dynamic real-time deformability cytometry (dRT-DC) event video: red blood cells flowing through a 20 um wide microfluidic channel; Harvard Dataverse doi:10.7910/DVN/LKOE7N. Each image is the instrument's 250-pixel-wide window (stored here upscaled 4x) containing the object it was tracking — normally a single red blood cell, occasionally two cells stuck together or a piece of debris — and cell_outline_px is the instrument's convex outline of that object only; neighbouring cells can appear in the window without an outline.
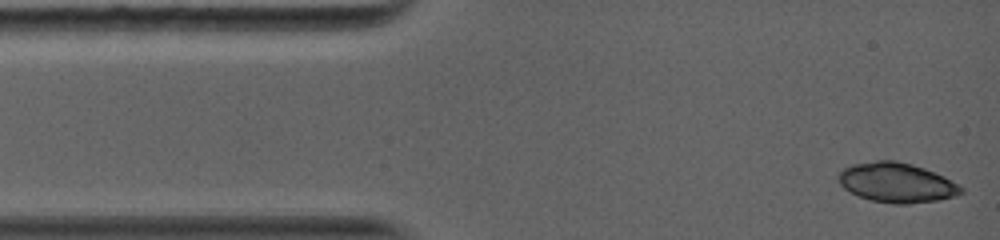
{"species": "common noctule bat (a hibernating species)", "species_latin": "Nyctalus noctula", "temperature_condition": "warm", "stored_images_in_passage": 3, "camera_frame_rate_fps": 5000, "um_per_image_px": 0.085, "animal": {"sex": "female", "body_mass_g": 19.0, "forearm_length_mm": 56.7}, "frame": {"image": 1, "passage_image": 1, "time_ms": 0.0, "image_size_px": [1000, 240], "cell_outline_px": [[964, 192], [956, 196], [940, 200], [908, 204], [892, 204], [868, 200], [844, 188], [840, 184], [836, 176], [844, 168], [852, 164], [876, 160], [896, 160], [912, 164], [924, 168], [944, 176], [960, 184], [964, 188]], "centroid_in_image_um": [76.24, 15.53], "position_along_channel_um": 8.8, "area_um2": 28.73}}